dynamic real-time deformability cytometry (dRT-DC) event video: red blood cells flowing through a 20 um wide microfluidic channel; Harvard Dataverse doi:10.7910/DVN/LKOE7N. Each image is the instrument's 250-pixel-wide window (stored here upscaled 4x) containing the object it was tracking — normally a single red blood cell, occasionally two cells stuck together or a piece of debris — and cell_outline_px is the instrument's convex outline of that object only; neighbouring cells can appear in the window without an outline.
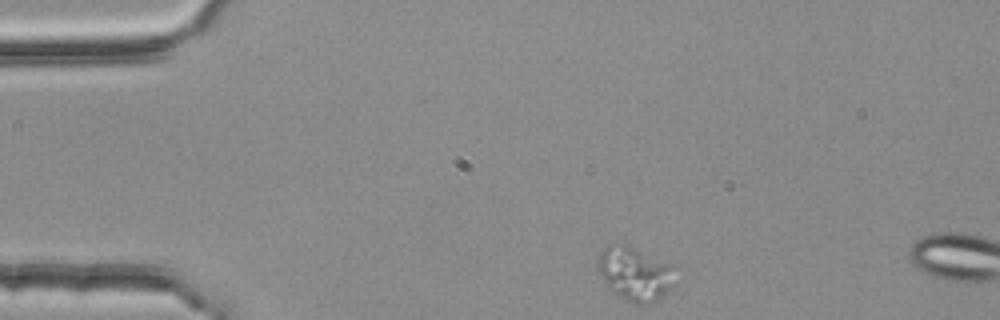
{"species": "common noctule bat (a hibernating species)", "species_latin": "Nyctalus noctula", "temperature_condition": "room temperature", "stored_images_in_passage": 4, "segment_of_instrument_passage": [1, 2], "camera_frame_rate_fps": 3000, "um_per_image_px": 0.085, "animal": {"sex": "female", "body_mass_g": 25.1}, "frame": {"image": 1, "passage_image": 1, "time_ms": 0.0, "image_size_px": [1000, 320], "cell_outline_px": [[676, 284], [656, 300], [640, 304], [632, 304], [624, 300], [608, 288], [604, 284], [596, 268], [596, 260], [600, 252], [612, 240], [624, 240], [672, 264]], "centroid_in_image_um": [53.91, 23.17], "position_along_channel_um": 31.1, "area_um2": 25.49}}